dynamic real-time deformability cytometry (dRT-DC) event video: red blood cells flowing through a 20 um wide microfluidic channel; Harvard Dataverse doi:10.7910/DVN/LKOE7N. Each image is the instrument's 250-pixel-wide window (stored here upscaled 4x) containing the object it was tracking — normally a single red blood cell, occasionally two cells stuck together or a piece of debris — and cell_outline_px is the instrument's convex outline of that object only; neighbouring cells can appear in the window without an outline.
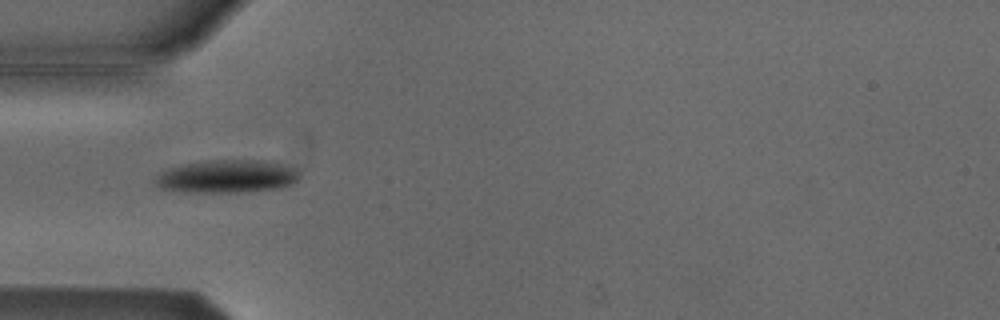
{"species": "Egyptian fruit bat (a non-hibernating species)", "species_latin": "Rousettus aegyptiacus", "temperature_condition": "cold", "stored_images_in_passage": 6, "camera_frame_rate_fps": 3000, "um_per_image_px": 0.085, "animal": {"sex": "male"}, "frame": {"image": 1, "passage_image": 4, "time_ms": 1.0, "image_size_px": [1000, 320], "cell_outline_px": [[300, 176], [292, 184], [280, 188], [248, 192], [184, 192], [160, 188], [152, 180], [160, 172], [168, 168], [184, 164], [208, 160], [264, 160], [296, 168], [300, 172]], "centroid_in_image_um": [19.29, 15.0], "position_along_channel_um": 65.7, "area_um2": 27.98}}
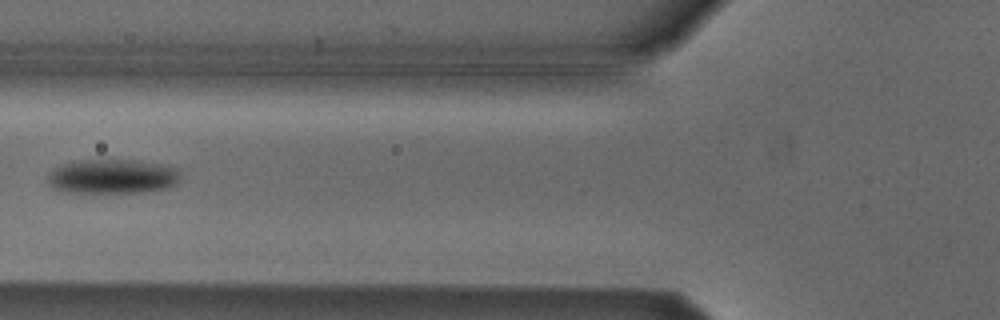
{"frame": {"image": 2, "passage_image": 5, "time_ms": 1.333, "image_size_px": [1000, 320], "cell_outline_px": [[176, 184], [168, 188], [144, 192], [64, 192], [52, 188], [48, 184], [48, 176], [56, 168], [64, 164], [76, 160], [132, 160], [160, 164], [176, 168]], "centroid_in_image_um": [9.51, 15.01], "position_along_channel_um": 116.3, "area_um2": 26.24}}
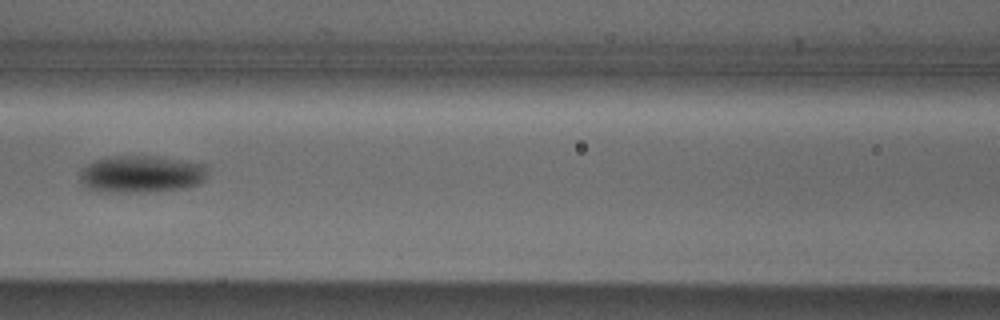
{"frame": {"image": 3, "passage_image": 6, "time_ms": 1.667, "image_size_px": [1000, 320], "cell_outline_px": [[208, 176], [200, 184], [188, 188], [156, 192], [96, 192], [84, 188], [80, 184], [80, 172], [88, 164], [96, 160], [112, 156], [164, 156], [208, 164]], "centroid_in_image_um": [12.07, 14.81], "position_along_channel_um": 154.5, "area_um2": 28.73}}